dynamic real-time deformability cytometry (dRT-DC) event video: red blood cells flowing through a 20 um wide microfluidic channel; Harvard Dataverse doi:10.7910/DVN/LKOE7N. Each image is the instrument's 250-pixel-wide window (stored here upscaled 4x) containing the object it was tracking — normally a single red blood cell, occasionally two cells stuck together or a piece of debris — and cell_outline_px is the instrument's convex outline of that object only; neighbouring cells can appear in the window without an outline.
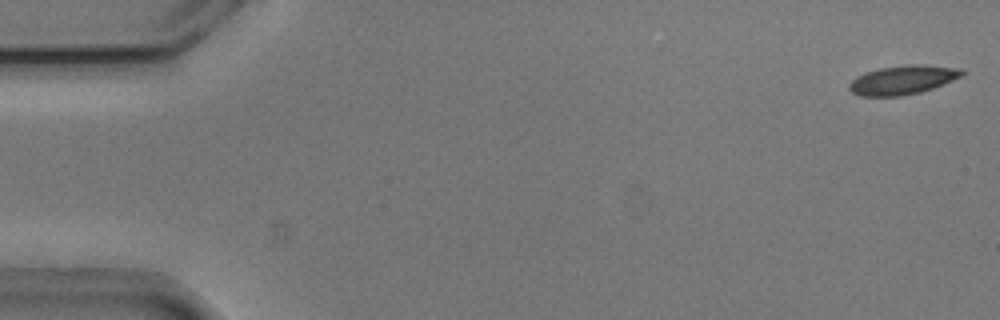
{"species": "common noctule bat (a hibernating species)", "species_latin": "Nyctalus noctula", "temperature_condition": "cold", "stored_images_in_passage": 20, "camera_frame_rate_fps": 3000, "um_per_image_px": 0.085, "animal": {"sex": "male", "body_mass_g": 20.5, "forearm_length_mm": 52.5}, "frame": {"image": 1, "passage_image": 1, "time_ms": 0.0, "image_size_px": [1000, 320], "cell_outline_px": [[964, 76], [932, 88], [920, 92], [900, 96], [860, 96], [852, 92], [848, 88], [848, 84], [856, 76], [864, 72], [880, 68], [908, 64], [924, 64], [960, 68], [964, 72]], "centroid_in_image_um": [76.73, 6.78], "position_along_channel_um": 8.3, "area_um2": 19.19}}